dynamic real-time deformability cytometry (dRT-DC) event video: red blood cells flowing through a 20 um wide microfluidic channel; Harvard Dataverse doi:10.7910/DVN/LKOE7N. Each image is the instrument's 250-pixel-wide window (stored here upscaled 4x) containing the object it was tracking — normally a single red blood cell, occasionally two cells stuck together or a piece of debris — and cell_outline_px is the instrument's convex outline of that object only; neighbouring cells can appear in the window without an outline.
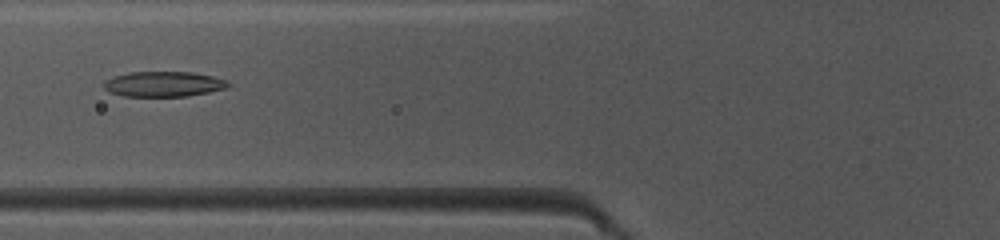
{"species": "common noctule bat (a hibernating species)", "species_latin": "Nyctalus noctula", "temperature_condition": "warm", "stored_images_in_passage": 34, "camera_frame_rate_fps": 3000, "um_per_image_px": 0.085, "animal": {"sex": "female", "body_mass_g": 10.0, "forearm_length_mm": 53.1}, "frame": {"image": 1, "passage_image": 5, "time_ms": 1.333, "image_size_px": [1000, 240], "cell_outline_px": [[232, 84], [228, 88], [188, 96], [124, 96], [108, 92], [104, 88], [104, 80], [112, 76], [132, 72], [192, 72], [212, 76], [224, 80]], "centroid_in_image_um": [13.88, 7.15], "position_along_channel_um": 111.9, "area_um2": 18.32}}
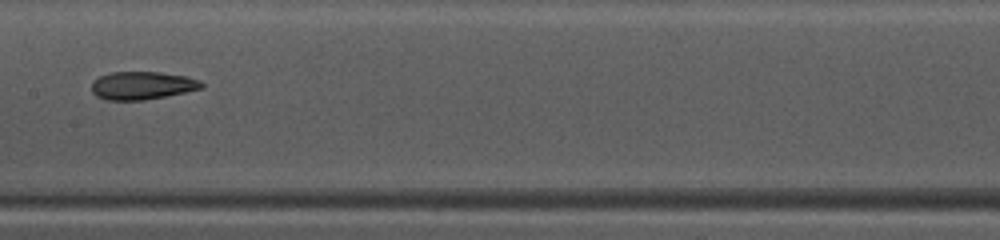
{"frame": {"image": 2, "passage_image": 11, "time_ms": 3.333, "image_size_px": [1000, 240], "cell_outline_px": [[204, 88], [144, 100], [108, 100], [96, 96], [92, 92], [92, 80], [100, 76], [112, 72], [160, 72], [188, 76], [200, 80], [204, 84]], "centroid_in_image_um": [12.1, 7.26], "position_along_channel_um": 195.3, "area_um2": 17.98}}
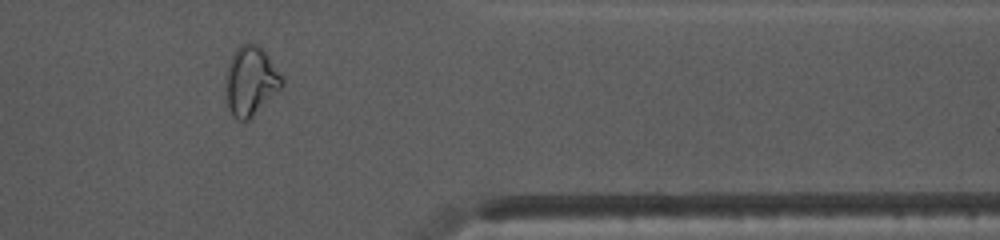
{"frame": {"image": 3, "passage_image": 26, "time_ms": 8.333, "image_size_px": [1000, 240], "cell_outline_px": [[284, 84], [248, 120], [236, 120], [232, 116], [228, 108], [224, 92], [224, 76], [232, 52], [240, 44], [256, 44], [268, 56], [284, 80]], "centroid_in_image_um": [21.23, 6.89], "position_along_channel_um": 390.2, "area_um2": 22.72}, "authors_computed_cell_mechanics": {"area_um2": 18.2937, "velocity_mm_per_s": 4.1291, "shape_relaxation_time_tau1_ms": 6.5368, "shape_relaxation_time_tau2_ms": 1.7716, "deformation_change_tau1": 0.2017, "deformation_change_tau2": 0.0997}}